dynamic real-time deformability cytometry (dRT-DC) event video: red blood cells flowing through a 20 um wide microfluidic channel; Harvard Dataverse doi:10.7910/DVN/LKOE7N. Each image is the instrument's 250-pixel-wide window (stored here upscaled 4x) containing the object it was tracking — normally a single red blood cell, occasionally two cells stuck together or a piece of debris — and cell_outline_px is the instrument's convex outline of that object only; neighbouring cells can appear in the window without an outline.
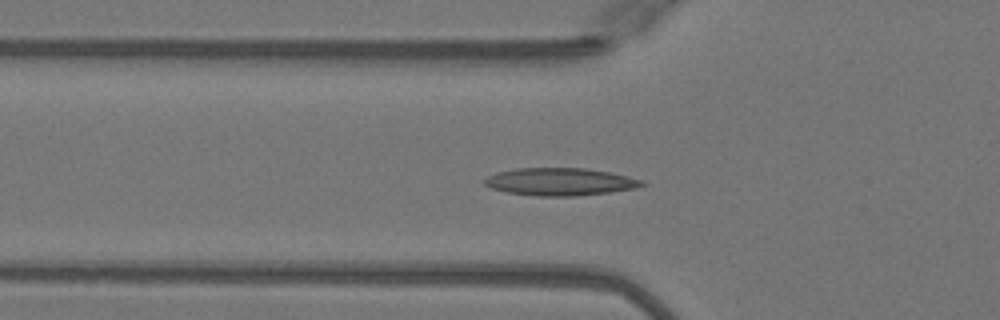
{"species": "Egyptian fruit bat (a non-hibernating species)", "species_latin": "Rousettus aegyptiacus", "temperature_condition": "warm", "stored_images_in_passage": 52, "camera_frame_rate_fps": 3000, "um_per_image_px": 0.085, "animal": {"sex": "female"}, "frame": {"image": 1, "passage_image": 18, "time_ms": 5.667, "image_size_px": [1000, 320], "cell_outline_px": [[648, 184], [636, 188], [612, 192], [576, 196], [536, 196], [508, 192], [492, 188], [484, 184], [480, 180], [496, 172], [516, 168], [584, 168], [608, 172], [628, 176], [644, 180]], "centroid_in_image_um": [47.62, 15.45], "position_along_channel_um": 78.2, "area_um2": 25.49}}
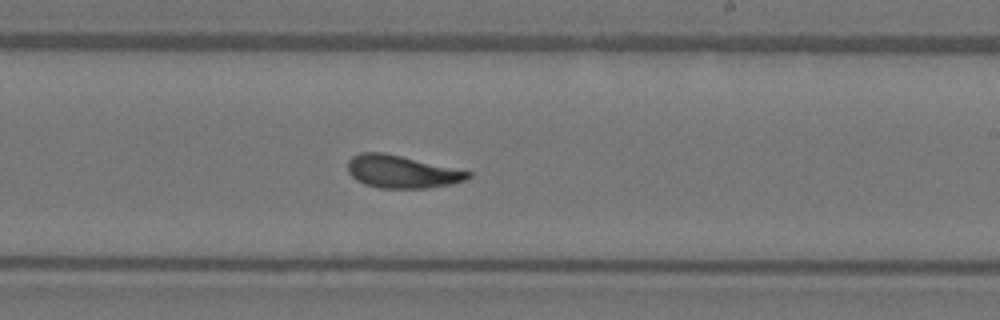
{"frame": {"image": 2, "passage_image": 31, "time_ms": 10.0, "image_size_px": [1000, 320], "cell_outline_px": [[472, 176], [464, 180], [452, 184], [428, 188], [380, 188], [364, 184], [356, 180], [348, 172], [348, 160], [352, 156], [360, 152], [384, 152], [472, 172]], "centroid_in_image_um": [34.13, 14.59], "position_along_channel_um": 254.9, "area_um2": 22.89}}
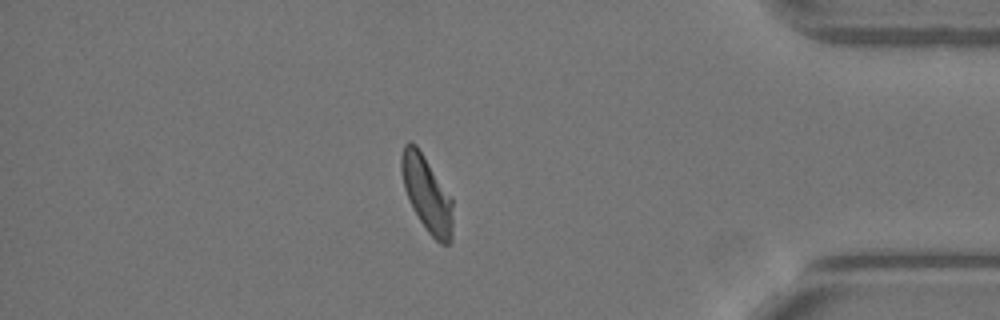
{"frame": {"image": 3, "passage_image": 44, "time_ms": 14.333, "image_size_px": [1000, 320], "cell_outline_px": [[452, 240], [448, 244], [440, 244], [428, 232], [412, 208], [408, 200], [404, 188], [400, 168], [400, 156], [404, 144], [408, 140], [416, 144], [452, 196]], "centroid_in_image_um": [36.27, 16.45], "position_along_channel_um": 398.9, "area_um2": 22.95}, "authors_computed_cell_mechanics": {"area_um2": 23.0333, "velocity_mm_per_s": 4.0561, "shape_relaxation_time_tau1_ms": 4.0855, "shape_relaxation_time_tau2_ms": 1.0414, "deformation_change_tau1": 0.1834, "deformation_change_tau2": 0.0825}}